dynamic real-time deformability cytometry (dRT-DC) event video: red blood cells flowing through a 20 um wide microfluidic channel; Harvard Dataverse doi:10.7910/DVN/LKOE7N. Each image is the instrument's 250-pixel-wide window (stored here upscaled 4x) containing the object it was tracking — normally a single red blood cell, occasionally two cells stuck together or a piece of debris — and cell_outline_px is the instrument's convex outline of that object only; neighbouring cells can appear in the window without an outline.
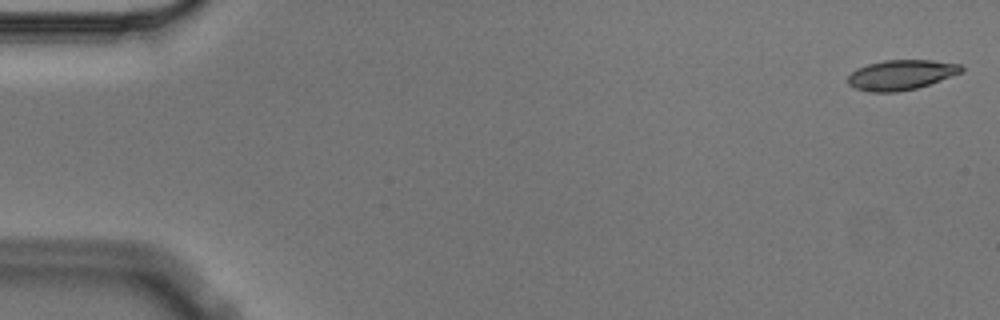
{"species": "Egyptian fruit bat (a non-hibernating species)", "species_latin": "Rousettus aegyptiacus", "temperature_condition": "cold", "stored_images_in_passage": 4, "camera_frame_rate_fps": 3000, "um_per_image_px": 0.085, "animal": {"sex": "male"}, "frame": {"image": 1, "passage_image": 1, "time_ms": 0.0, "image_size_px": [1000, 320], "cell_outline_px": [[964, 68], [960, 72], [940, 80], [916, 88], [896, 92], [868, 92], [856, 88], [848, 84], [848, 76], [856, 68], [868, 64], [884, 60], [932, 60], [960, 64]], "centroid_in_image_um": [76.55, 6.36], "position_along_channel_um": 8.4, "area_um2": 19.65}}
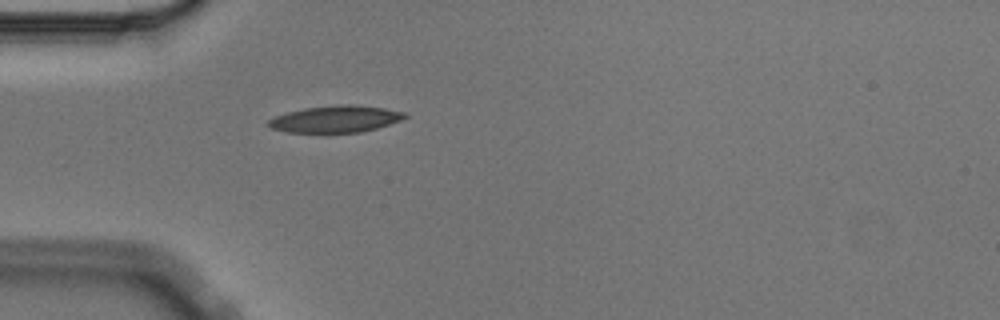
{"frame": {"image": 2, "passage_image": 4, "time_ms": 1.0, "image_size_px": [1000, 320], "cell_outline_px": [[408, 116], [400, 120], [376, 128], [360, 132], [288, 132], [272, 128], [268, 124], [268, 120], [276, 116], [288, 112], [304, 108], [340, 104], [356, 104], [384, 108], [408, 112]], "centroid_in_image_um": [28.57, 10.1], "position_along_channel_um": 56.4, "area_um2": 21.15}}